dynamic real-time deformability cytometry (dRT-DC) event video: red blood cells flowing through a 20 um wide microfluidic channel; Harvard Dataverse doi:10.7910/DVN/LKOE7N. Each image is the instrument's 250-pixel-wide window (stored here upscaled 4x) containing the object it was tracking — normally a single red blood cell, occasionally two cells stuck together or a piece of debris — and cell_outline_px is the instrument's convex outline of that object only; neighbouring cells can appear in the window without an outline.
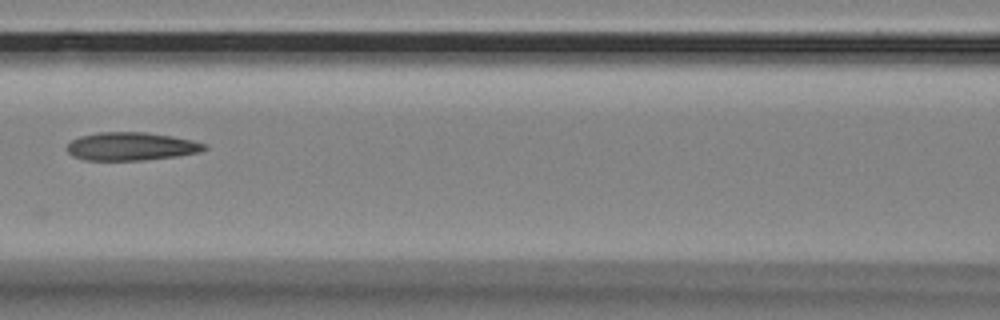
{"species": "Egyptian fruit bat (a non-hibernating species)", "species_latin": "Rousettus aegyptiacus", "temperature_condition": "room temperature", "stored_images_in_passage": 9, "camera_frame_rate_fps": 3000, "um_per_image_px": 0.085, "animal": {"sex": "female"}, "frame": {"image": 1, "passage_image": 5, "time_ms": 1.333, "image_size_px": [1000, 320], "cell_outline_px": [[208, 148], [200, 152], [176, 156], [144, 160], [84, 160], [72, 156], [64, 148], [72, 140], [80, 136], [100, 132], [144, 132], [172, 136], [192, 140], [208, 144]], "centroid_in_image_um": [11.15, 12.44], "position_along_channel_um": 155.5, "area_um2": 22.66}}
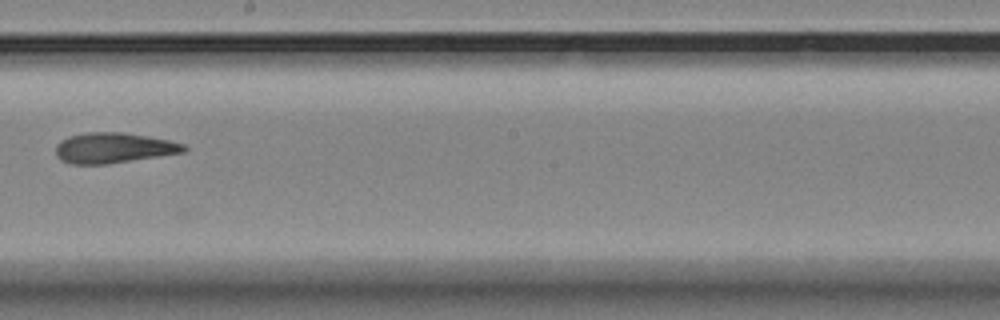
{"frame": {"image": 2, "passage_image": 7, "time_ms": 2.0, "image_size_px": [1000, 320], "cell_outline_px": [[188, 148], [184, 152], [160, 156], [108, 164], [72, 164], [60, 160], [56, 156], [56, 144], [60, 140], [68, 136], [84, 132], [124, 132], [148, 136], [168, 140], [184, 144]], "centroid_in_image_um": [9.62, 12.57], "position_along_channel_um": 238.6, "area_um2": 22.89}}
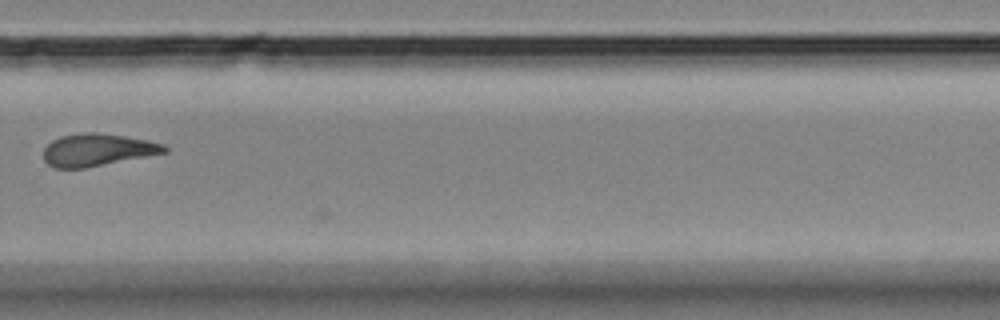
{"frame": {"image": 3, "passage_image": 9, "time_ms": 2.667, "image_size_px": [1000, 320], "cell_outline_px": [[168, 152], [84, 168], [52, 168], [44, 160], [44, 148], [52, 140], [60, 136], [88, 132], [96, 132], [124, 136], [148, 140], [164, 144], [168, 148]], "centroid_in_image_um": [8.27, 12.74], "position_along_channel_um": 321.5, "area_um2": 22.72}}